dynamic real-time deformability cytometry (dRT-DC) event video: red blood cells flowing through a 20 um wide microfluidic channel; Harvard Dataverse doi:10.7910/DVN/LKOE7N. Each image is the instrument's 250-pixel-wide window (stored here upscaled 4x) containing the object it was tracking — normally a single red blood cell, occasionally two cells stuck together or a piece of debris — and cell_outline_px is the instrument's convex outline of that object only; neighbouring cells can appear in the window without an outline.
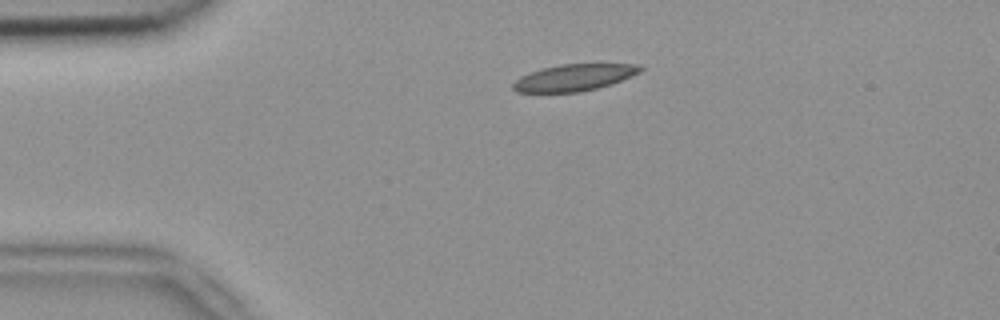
{"species": "common noctule bat (a hibernating species)", "species_latin": "Nyctalus noctula", "temperature_condition": "room temperature", "stored_images_in_passage": 3, "segment_of_instrument_passage": [1, 2], "camera_frame_rate_fps": 3000, "um_per_image_px": 0.085, "animal": {"sex": "female", "body_mass_g": 18.4}, "frame": {"image": 1, "passage_image": 1, "time_ms": 0.0, "image_size_px": [1000, 320], "cell_outline_px": [[644, 68], [640, 72], [632, 76], [612, 84], [580, 92], [516, 92], [512, 88], [512, 84], [520, 76], [544, 68], [560, 64], [636, 64]], "centroid_in_image_um": [48.81, 6.59], "position_along_channel_um": 36.2, "area_um2": 19.65}}